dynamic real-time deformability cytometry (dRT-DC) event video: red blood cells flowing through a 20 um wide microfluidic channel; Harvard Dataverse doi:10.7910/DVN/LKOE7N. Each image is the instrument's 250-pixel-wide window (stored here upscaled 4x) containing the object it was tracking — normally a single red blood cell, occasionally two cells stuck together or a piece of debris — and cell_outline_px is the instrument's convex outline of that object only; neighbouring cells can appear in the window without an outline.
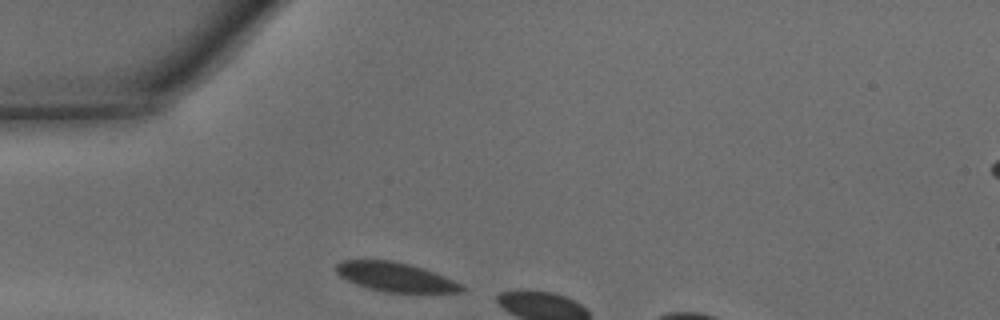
{"species": "common noctule bat (a hibernating species)", "species_latin": "Nyctalus noctula", "temperature_condition": "warm", "stored_images_in_passage": 3, "camera_frame_rate_fps": 3000, "um_per_image_px": 0.085, "animal": {"sex": "male", "body_mass_g": 15.6}, "frame": {"image": 1, "passage_image": 1, "time_ms": 0.0, "image_size_px": [1000, 320], "cell_outline_px": [[468, 288], [464, 292], [384, 292], [368, 288], [356, 284], [340, 276], [336, 272], [336, 264], [344, 260], [392, 260], [424, 268], [452, 280]], "centroid_in_image_um": [33.61, 23.54], "position_along_channel_um": 51.4, "area_um2": 21.15}}